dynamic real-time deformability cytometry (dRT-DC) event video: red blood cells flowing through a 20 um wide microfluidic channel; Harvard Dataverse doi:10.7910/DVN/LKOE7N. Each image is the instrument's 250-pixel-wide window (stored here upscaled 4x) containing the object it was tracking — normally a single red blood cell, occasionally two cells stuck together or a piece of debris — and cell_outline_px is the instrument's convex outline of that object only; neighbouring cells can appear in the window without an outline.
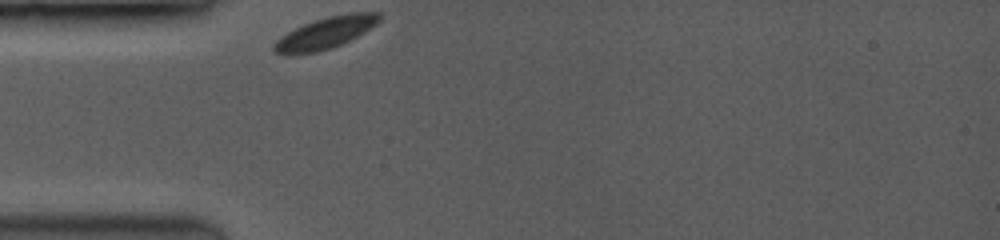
{"species": "common noctule bat (a hibernating species)", "species_latin": "Nyctalus noctula", "temperature_condition": "room temperature", "stored_images_in_passage": 44, "camera_frame_rate_fps": 3500, "um_per_image_px": 0.085, "animal": {"sex": "female", "body_mass_g": 19.0, "forearm_length_mm": 53.3}, "frame": {"image": 1, "passage_image": 1, "time_ms": 0.0, "image_size_px": [1000, 240], "cell_outline_px": [[384, 16], [376, 24], [364, 32], [332, 48], [316, 52], [284, 56], [272, 52], [272, 44], [280, 36], [304, 24], [328, 16], [348, 12], [380, 12]], "centroid_in_image_um": [27.63, 2.81], "position_along_channel_um": 57.4, "area_um2": 19.59}}
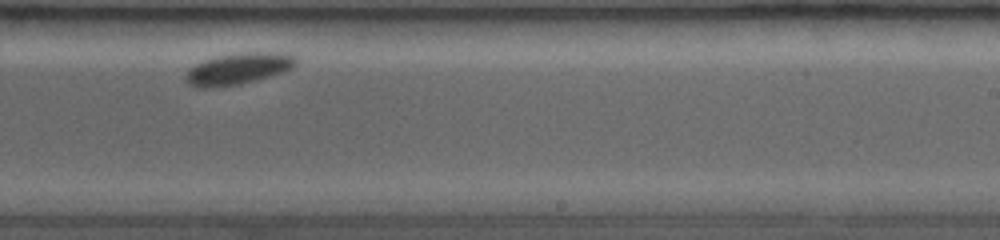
{"frame": {"image": 2, "passage_image": 27, "time_ms": 6.0, "image_size_px": [1000, 240], "cell_outline_px": [[296, 64], [292, 68], [284, 72], [236, 84], [204, 88], [200, 88], [188, 84], [184, 80], [184, 76], [196, 64], [204, 60], [216, 56], [240, 52], [280, 52], [292, 56], [296, 60]], "centroid_in_image_um": [20.23, 5.82], "position_along_channel_um": 268.8, "area_um2": 19.83}}
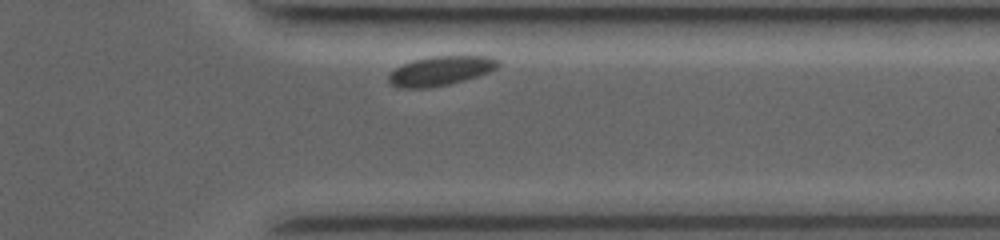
{"frame": {"image": 3, "passage_image": 40, "time_ms": 8.857, "image_size_px": [1000, 240], "cell_outline_px": [[500, 64], [496, 68], [488, 72], [464, 80], [448, 84], [428, 88], [400, 88], [392, 84], [388, 80], [388, 76], [396, 68], [404, 64], [416, 60], [432, 56], [492, 56], [500, 60]], "centroid_in_image_um": [37.48, 6.02], "position_along_channel_um": 373.9, "area_um2": 18.5}}